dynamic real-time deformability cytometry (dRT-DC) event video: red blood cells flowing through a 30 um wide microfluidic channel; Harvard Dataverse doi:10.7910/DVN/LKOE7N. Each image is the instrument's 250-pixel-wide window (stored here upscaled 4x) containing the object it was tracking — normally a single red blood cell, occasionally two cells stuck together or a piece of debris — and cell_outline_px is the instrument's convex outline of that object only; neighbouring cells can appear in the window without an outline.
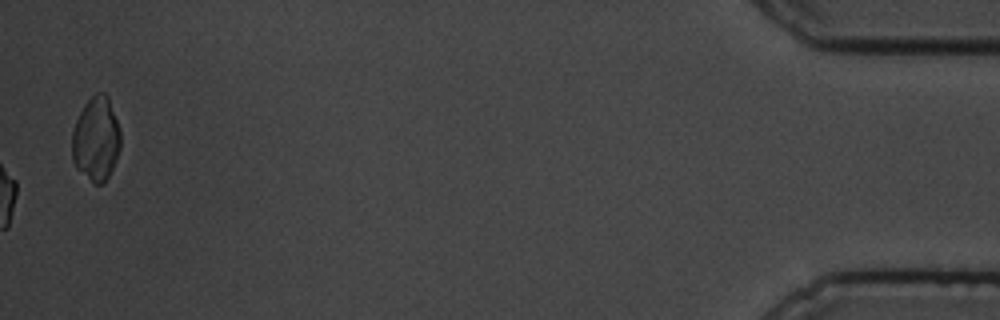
{"species": "common noctule bat (a hibernating species)", "species_latin": "Nyctalus noctula", "temperature_condition": "cold", "stored_images_in_passage": 47, "camera_frame_rate_fps": 3000, "um_per_image_px": 0.085, "animal": {"sex": "male", "body_mass_g": 19.5, "forearm_length_mm": 54.6}, "frame": {"image": 1, "passage_image": 47, "time_ms": 15.333, "image_size_px": [1000, 320], "cell_outline_px": [[120, 148], [116, 160], [108, 176], [100, 184], [96, 184], [76, 168], [72, 160], [72, 132], [76, 120], [84, 104], [96, 92], [104, 92], [108, 96], [120, 128]], "centroid_in_image_um": [8.17, 11.78], "position_along_channel_um": 427.0, "area_um2": 23.7}, "authors_computed_cell_mechanics": {"area_um2": 17.5712, "velocity_mm_per_s": 3.3489, "shape_relaxation_time_tau1_ms": 5.0487, "shape_relaxation_time_tau2_ms": 2.8723, "deformation_change_tau1": 0.1613, "deformation_change_tau2": 0.0724}}